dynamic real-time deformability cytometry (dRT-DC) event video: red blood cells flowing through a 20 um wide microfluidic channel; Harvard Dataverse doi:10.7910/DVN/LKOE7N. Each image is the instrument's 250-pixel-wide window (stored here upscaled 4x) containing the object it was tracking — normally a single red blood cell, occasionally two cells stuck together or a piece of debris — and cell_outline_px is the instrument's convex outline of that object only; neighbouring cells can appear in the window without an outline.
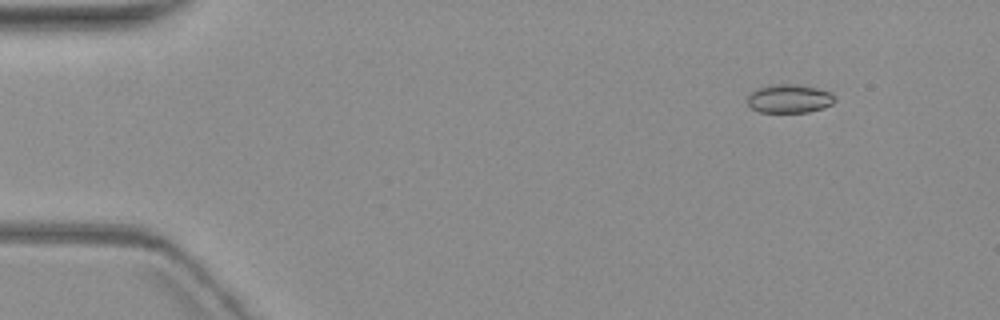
{"species": "common noctule bat (a hibernating species)", "species_latin": "Nyctalus noctula", "temperature_condition": "warm", "stored_images_in_passage": 6, "camera_frame_rate_fps": 3000, "um_per_image_px": 0.085, "animal": {"sex": "female", "body_mass_g": 19.3, "forearm_length_mm": 54.1}, "frame": {"image": 1, "passage_image": 2, "time_ms": 2.0, "image_size_px": [1000, 320], "cell_outline_px": [[836, 100], [832, 104], [808, 112], [760, 112], [752, 108], [748, 104], [748, 96], [756, 88], [768, 84], [796, 84], [816, 88], [832, 92], [836, 96]], "centroid_in_image_um": [67.1, 8.37], "position_along_channel_um": 17.9, "area_um2": 14.62}}
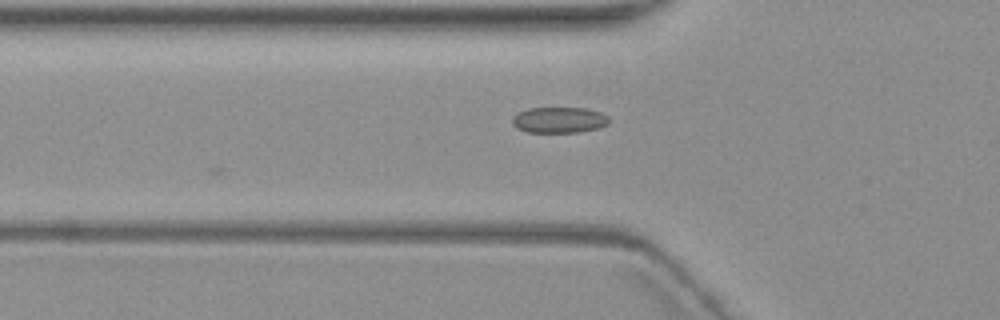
{"frame": {"image": 2, "passage_image": 6, "time_ms": 6.667, "image_size_px": [1000, 320], "cell_outline_px": [[608, 124], [596, 128], [580, 132], [528, 132], [516, 128], [512, 124], [512, 116], [528, 108], [588, 108], [600, 112], [608, 116]], "centroid_in_image_um": [47.51, 10.19], "position_along_channel_um": 78.3, "area_um2": 14.57}}